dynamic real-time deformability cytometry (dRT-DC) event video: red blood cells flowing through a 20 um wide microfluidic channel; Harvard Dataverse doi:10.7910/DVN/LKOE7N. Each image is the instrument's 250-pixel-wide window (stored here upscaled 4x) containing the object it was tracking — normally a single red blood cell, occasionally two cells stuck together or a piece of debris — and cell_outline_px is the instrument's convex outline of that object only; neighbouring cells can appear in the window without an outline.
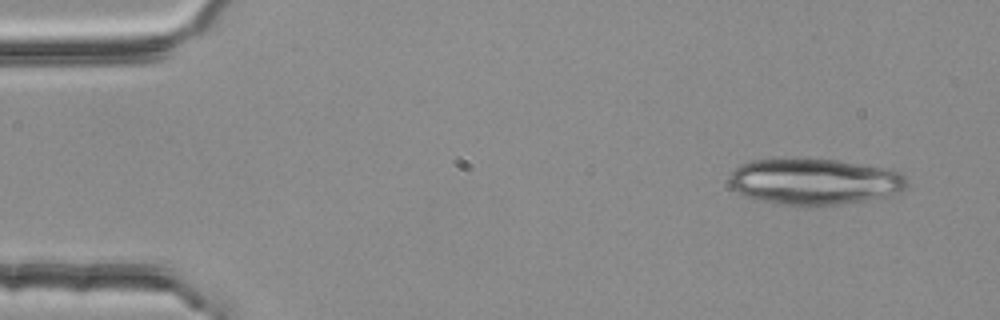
{"species": "common noctule bat (a hibernating species)", "species_latin": "Nyctalus noctula", "temperature_condition": "room temperature", "stored_images_in_passage": 4, "camera_frame_rate_fps": 3000, "um_per_image_px": 0.085, "animal": {"sex": "female", "body_mass_g": 25.1}, "frame": {"image": 1, "passage_image": 1, "time_ms": 0.0, "image_size_px": [1000, 320], "cell_outline_px": [[908, 184], [900, 192], [884, 196], [864, 200], [816, 208], [776, 204], [744, 196], [736, 192], [728, 184], [728, 176], [740, 164], [748, 160], [796, 156], [836, 160], [884, 168], [900, 172], [904, 176]], "centroid_in_image_um": [69.11, 15.42], "position_along_channel_um": 15.9, "area_um2": 49.19}}